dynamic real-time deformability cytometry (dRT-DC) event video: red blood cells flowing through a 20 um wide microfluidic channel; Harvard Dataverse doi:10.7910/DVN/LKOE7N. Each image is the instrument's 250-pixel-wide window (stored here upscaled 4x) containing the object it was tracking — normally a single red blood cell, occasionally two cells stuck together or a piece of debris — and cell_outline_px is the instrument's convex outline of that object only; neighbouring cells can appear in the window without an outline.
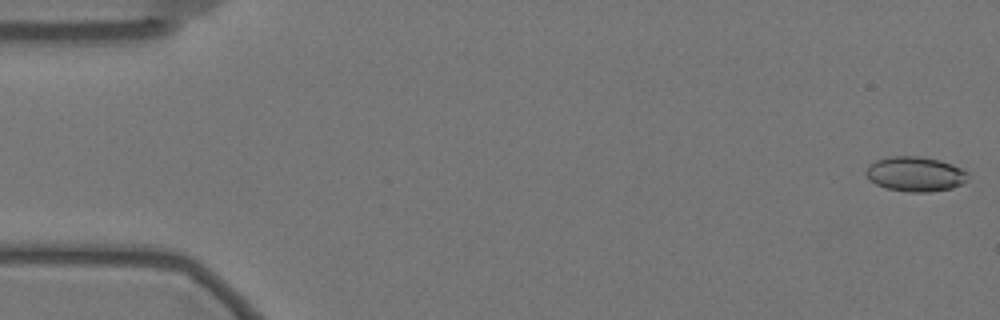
{"species": "Egyptian fruit bat (a non-hibernating species)", "species_latin": "Rousettus aegyptiacus", "temperature_condition": "warm", "stored_images_in_passage": 51, "camera_frame_rate_fps": 3000, "um_per_image_px": 0.085, "animal": {"sex": "female"}, "frame": {"image": 1, "passage_image": 1, "time_ms": 0.0, "image_size_px": [1000, 320], "cell_outline_px": [[968, 180], [952, 188], [928, 192], [908, 192], [884, 188], [868, 180], [864, 172], [868, 164], [876, 160], [888, 156], [920, 156], [940, 160], [952, 164], [968, 172]], "centroid_in_image_um": [77.75, 14.79], "position_along_channel_um": 7.2, "area_um2": 20.98}}
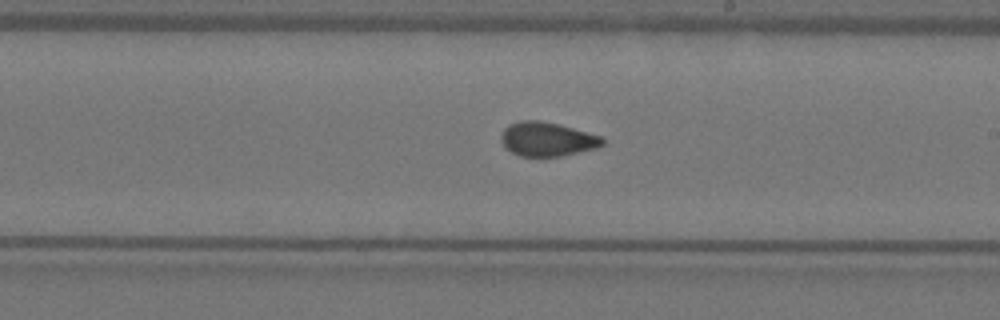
{"frame": {"image": 2, "passage_image": 33, "time_ms": 10.667, "image_size_px": [1000, 320], "cell_outline_px": [[604, 144], [600, 148], [560, 156], [520, 156], [512, 152], [500, 140], [500, 136], [504, 128], [520, 120], [540, 120], [572, 128], [600, 136], [604, 140]], "centroid_in_image_um": [46.52, 11.83], "position_along_channel_um": 242.5, "area_um2": 19.94}}
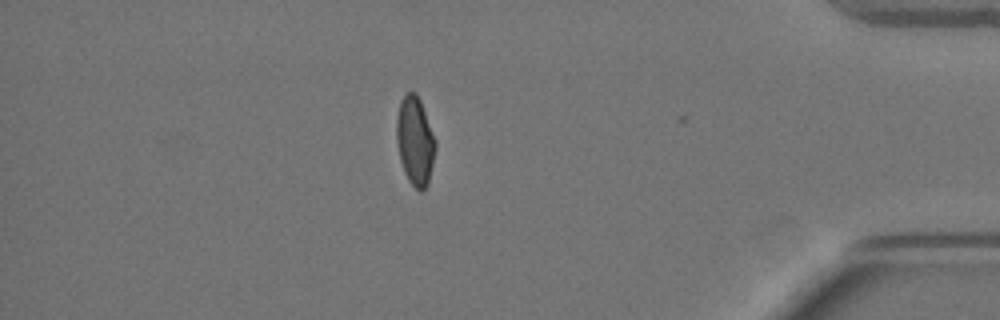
{"frame": {"image": 3, "passage_image": 50, "time_ms": 16.333, "image_size_px": [1000, 320], "cell_outline_px": [[436, 148], [428, 184], [420, 192], [408, 180], [404, 172], [400, 160], [396, 140], [396, 116], [400, 100], [408, 92], [416, 92], [420, 100], [436, 140]], "centroid_in_image_um": [35.27, 11.97], "position_along_channel_um": 399.9, "area_um2": 20.17}, "authors_computed_cell_mechanics": {"area_um2": 20.2878, "velocity_mm_per_s": 3.4934, "shape_relaxation_time_tau1_ms": null, "shape_relaxation_time_tau2_ms": 1.6165, "deformation_change_tau1": null, "deformation_change_tau2": 0.0672}}